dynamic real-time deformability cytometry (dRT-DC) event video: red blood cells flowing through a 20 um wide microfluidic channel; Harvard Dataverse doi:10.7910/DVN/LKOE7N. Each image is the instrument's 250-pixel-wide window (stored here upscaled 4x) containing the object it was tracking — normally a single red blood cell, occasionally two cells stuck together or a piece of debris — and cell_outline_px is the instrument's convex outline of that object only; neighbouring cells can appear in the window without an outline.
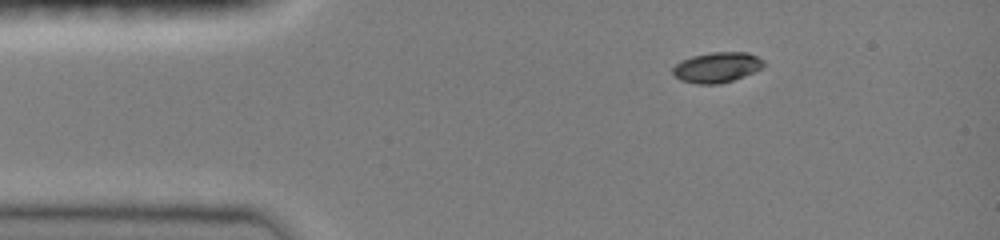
{"species": "common noctule bat (a hibernating species)", "species_latin": "Nyctalus noctula", "temperature_condition": "room temperature", "stored_images_in_passage": 5, "camera_frame_rate_fps": 3000, "um_per_image_px": 0.085, "animal": {"sex": "female", "body_mass_g": 19.0, "forearm_length_mm": 51.5}, "frame": {"image": 1, "passage_image": 1, "time_ms": 0.0, "image_size_px": [1000, 240], "cell_outline_px": [[764, 64], [760, 68], [744, 76], [720, 84], [696, 84], [680, 80], [672, 72], [672, 68], [680, 60], [692, 56], [712, 52], [748, 52], [764, 60]], "centroid_in_image_um": [60.91, 5.72], "position_along_channel_um": 24.1, "area_um2": 16.01}}
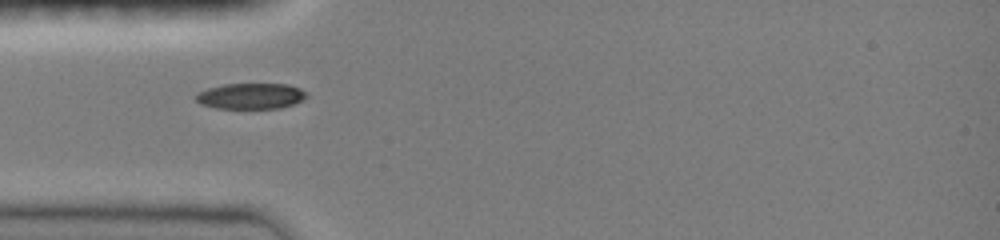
{"frame": {"image": 2, "passage_image": 4, "time_ms": 1.0, "image_size_px": [1000, 240], "cell_outline_px": [[308, 96], [304, 100], [280, 108], [216, 108], [200, 104], [196, 100], [196, 96], [200, 92], [208, 88], [224, 84], [288, 84], [300, 88], [308, 92]], "centroid_in_image_um": [21.37, 8.16], "position_along_channel_um": 63.6, "area_um2": 16.65}}